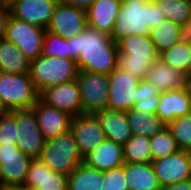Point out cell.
I'll return each mask as SVG.
<instances>
[{
  "label": "cell",
  "mask_w": 191,
  "mask_h": 190,
  "mask_svg": "<svg viewBox=\"0 0 191 190\" xmlns=\"http://www.w3.org/2000/svg\"><path fill=\"white\" fill-rule=\"evenodd\" d=\"M68 43L78 70L109 75L117 68L118 49L111 35L87 26Z\"/></svg>",
  "instance_id": "6da1fadb"
},
{
  "label": "cell",
  "mask_w": 191,
  "mask_h": 190,
  "mask_svg": "<svg viewBox=\"0 0 191 190\" xmlns=\"http://www.w3.org/2000/svg\"><path fill=\"white\" fill-rule=\"evenodd\" d=\"M164 19L157 3H150L147 0H122L111 38L117 43L131 34L149 35L150 30Z\"/></svg>",
  "instance_id": "7a4b0ae2"
},
{
  "label": "cell",
  "mask_w": 191,
  "mask_h": 190,
  "mask_svg": "<svg viewBox=\"0 0 191 190\" xmlns=\"http://www.w3.org/2000/svg\"><path fill=\"white\" fill-rule=\"evenodd\" d=\"M117 68L138 80H145L149 67L159 59L150 35L131 34L117 43Z\"/></svg>",
  "instance_id": "3957f363"
},
{
  "label": "cell",
  "mask_w": 191,
  "mask_h": 190,
  "mask_svg": "<svg viewBox=\"0 0 191 190\" xmlns=\"http://www.w3.org/2000/svg\"><path fill=\"white\" fill-rule=\"evenodd\" d=\"M39 159L52 171L66 176L84 161L71 131L46 139Z\"/></svg>",
  "instance_id": "277c9868"
},
{
  "label": "cell",
  "mask_w": 191,
  "mask_h": 190,
  "mask_svg": "<svg viewBox=\"0 0 191 190\" xmlns=\"http://www.w3.org/2000/svg\"><path fill=\"white\" fill-rule=\"evenodd\" d=\"M78 71L73 59L40 55L31 61L29 75L40 94L44 89L75 80Z\"/></svg>",
  "instance_id": "5b68a950"
},
{
  "label": "cell",
  "mask_w": 191,
  "mask_h": 190,
  "mask_svg": "<svg viewBox=\"0 0 191 190\" xmlns=\"http://www.w3.org/2000/svg\"><path fill=\"white\" fill-rule=\"evenodd\" d=\"M0 97L10 111L31 109L39 100V92L29 73L0 72Z\"/></svg>",
  "instance_id": "8992f818"
},
{
  "label": "cell",
  "mask_w": 191,
  "mask_h": 190,
  "mask_svg": "<svg viewBox=\"0 0 191 190\" xmlns=\"http://www.w3.org/2000/svg\"><path fill=\"white\" fill-rule=\"evenodd\" d=\"M76 80L80 89L82 114L95 115L108 109V75L79 70Z\"/></svg>",
  "instance_id": "52a82bcc"
},
{
  "label": "cell",
  "mask_w": 191,
  "mask_h": 190,
  "mask_svg": "<svg viewBox=\"0 0 191 190\" xmlns=\"http://www.w3.org/2000/svg\"><path fill=\"white\" fill-rule=\"evenodd\" d=\"M45 31L44 28L20 20L10 14L5 40L15 44L30 61H33L42 55Z\"/></svg>",
  "instance_id": "ba28073f"
},
{
  "label": "cell",
  "mask_w": 191,
  "mask_h": 190,
  "mask_svg": "<svg viewBox=\"0 0 191 190\" xmlns=\"http://www.w3.org/2000/svg\"><path fill=\"white\" fill-rule=\"evenodd\" d=\"M10 113L16 118L17 147L31 159H39L46 139L39 127L35 111L31 108L12 110Z\"/></svg>",
  "instance_id": "9c48e42d"
},
{
  "label": "cell",
  "mask_w": 191,
  "mask_h": 190,
  "mask_svg": "<svg viewBox=\"0 0 191 190\" xmlns=\"http://www.w3.org/2000/svg\"><path fill=\"white\" fill-rule=\"evenodd\" d=\"M151 164L161 187L191 179V151L180 149Z\"/></svg>",
  "instance_id": "30bf717a"
},
{
  "label": "cell",
  "mask_w": 191,
  "mask_h": 190,
  "mask_svg": "<svg viewBox=\"0 0 191 190\" xmlns=\"http://www.w3.org/2000/svg\"><path fill=\"white\" fill-rule=\"evenodd\" d=\"M108 110L129 111L137 98L140 80L116 68L109 75Z\"/></svg>",
  "instance_id": "8fae6325"
},
{
  "label": "cell",
  "mask_w": 191,
  "mask_h": 190,
  "mask_svg": "<svg viewBox=\"0 0 191 190\" xmlns=\"http://www.w3.org/2000/svg\"><path fill=\"white\" fill-rule=\"evenodd\" d=\"M87 26L85 10L59 1L46 30L59 35L61 38L70 39L83 32Z\"/></svg>",
  "instance_id": "7c38bea8"
},
{
  "label": "cell",
  "mask_w": 191,
  "mask_h": 190,
  "mask_svg": "<svg viewBox=\"0 0 191 190\" xmlns=\"http://www.w3.org/2000/svg\"><path fill=\"white\" fill-rule=\"evenodd\" d=\"M31 158L17 145H0V174L3 187L23 186Z\"/></svg>",
  "instance_id": "4fadbf2b"
},
{
  "label": "cell",
  "mask_w": 191,
  "mask_h": 190,
  "mask_svg": "<svg viewBox=\"0 0 191 190\" xmlns=\"http://www.w3.org/2000/svg\"><path fill=\"white\" fill-rule=\"evenodd\" d=\"M70 131L73 133L81 156L84 158L107 139L101 123L92 114H81L72 118Z\"/></svg>",
  "instance_id": "5bb4252c"
},
{
  "label": "cell",
  "mask_w": 191,
  "mask_h": 190,
  "mask_svg": "<svg viewBox=\"0 0 191 190\" xmlns=\"http://www.w3.org/2000/svg\"><path fill=\"white\" fill-rule=\"evenodd\" d=\"M39 99L48 106L67 112L72 117L82 114L80 89L76 79L44 89L39 94Z\"/></svg>",
  "instance_id": "9a60e30c"
},
{
  "label": "cell",
  "mask_w": 191,
  "mask_h": 190,
  "mask_svg": "<svg viewBox=\"0 0 191 190\" xmlns=\"http://www.w3.org/2000/svg\"><path fill=\"white\" fill-rule=\"evenodd\" d=\"M60 0H11L10 14L20 20L46 29Z\"/></svg>",
  "instance_id": "2e32d148"
},
{
  "label": "cell",
  "mask_w": 191,
  "mask_h": 190,
  "mask_svg": "<svg viewBox=\"0 0 191 190\" xmlns=\"http://www.w3.org/2000/svg\"><path fill=\"white\" fill-rule=\"evenodd\" d=\"M23 186L31 190H68V176L52 171L40 159H32Z\"/></svg>",
  "instance_id": "e0dca14e"
},
{
  "label": "cell",
  "mask_w": 191,
  "mask_h": 190,
  "mask_svg": "<svg viewBox=\"0 0 191 190\" xmlns=\"http://www.w3.org/2000/svg\"><path fill=\"white\" fill-rule=\"evenodd\" d=\"M191 112V83L184 88L160 93L156 114L167 125Z\"/></svg>",
  "instance_id": "ac0fdd59"
},
{
  "label": "cell",
  "mask_w": 191,
  "mask_h": 190,
  "mask_svg": "<svg viewBox=\"0 0 191 190\" xmlns=\"http://www.w3.org/2000/svg\"><path fill=\"white\" fill-rule=\"evenodd\" d=\"M45 139L57 137L70 131L72 116L65 111L48 106L40 99L32 107Z\"/></svg>",
  "instance_id": "d6986e66"
},
{
  "label": "cell",
  "mask_w": 191,
  "mask_h": 190,
  "mask_svg": "<svg viewBox=\"0 0 191 190\" xmlns=\"http://www.w3.org/2000/svg\"><path fill=\"white\" fill-rule=\"evenodd\" d=\"M83 163L103 172L121 167L125 163L123 146L105 139L84 157Z\"/></svg>",
  "instance_id": "ffe728a7"
},
{
  "label": "cell",
  "mask_w": 191,
  "mask_h": 190,
  "mask_svg": "<svg viewBox=\"0 0 191 190\" xmlns=\"http://www.w3.org/2000/svg\"><path fill=\"white\" fill-rule=\"evenodd\" d=\"M146 80L153 84L160 93L181 89L190 84L183 72L170 67L161 59L156 60L149 67Z\"/></svg>",
  "instance_id": "44dd1931"
},
{
  "label": "cell",
  "mask_w": 191,
  "mask_h": 190,
  "mask_svg": "<svg viewBox=\"0 0 191 190\" xmlns=\"http://www.w3.org/2000/svg\"><path fill=\"white\" fill-rule=\"evenodd\" d=\"M121 5L122 0H95L86 11L88 26L111 35Z\"/></svg>",
  "instance_id": "7402d4cb"
},
{
  "label": "cell",
  "mask_w": 191,
  "mask_h": 190,
  "mask_svg": "<svg viewBox=\"0 0 191 190\" xmlns=\"http://www.w3.org/2000/svg\"><path fill=\"white\" fill-rule=\"evenodd\" d=\"M95 115L105 131L107 139L124 146L133 136L127 122L126 112L107 109Z\"/></svg>",
  "instance_id": "603a6c76"
},
{
  "label": "cell",
  "mask_w": 191,
  "mask_h": 190,
  "mask_svg": "<svg viewBox=\"0 0 191 190\" xmlns=\"http://www.w3.org/2000/svg\"><path fill=\"white\" fill-rule=\"evenodd\" d=\"M125 180L129 190H161L151 163H125Z\"/></svg>",
  "instance_id": "cb8c5ba5"
},
{
  "label": "cell",
  "mask_w": 191,
  "mask_h": 190,
  "mask_svg": "<svg viewBox=\"0 0 191 190\" xmlns=\"http://www.w3.org/2000/svg\"><path fill=\"white\" fill-rule=\"evenodd\" d=\"M31 61L12 42L0 41V72L26 74L30 71Z\"/></svg>",
  "instance_id": "d4e9b609"
},
{
  "label": "cell",
  "mask_w": 191,
  "mask_h": 190,
  "mask_svg": "<svg viewBox=\"0 0 191 190\" xmlns=\"http://www.w3.org/2000/svg\"><path fill=\"white\" fill-rule=\"evenodd\" d=\"M126 118L134 136L151 138L166 126L156 113L146 114L136 109H130L126 111Z\"/></svg>",
  "instance_id": "484cf974"
},
{
  "label": "cell",
  "mask_w": 191,
  "mask_h": 190,
  "mask_svg": "<svg viewBox=\"0 0 191 190\" xmlns=\"http://www.w3.org/2000/svg\"><path fill=\"white\" fill-rule=\"evenodd\" d=\"M150 38L159 54L178 43L186 34V30L177 23L164 19L150 30Z\"/></svg>",
  "instance_id": "4316f807"
},
{
  "label": "cell",
  "mask_w": 191,
  "mask_h": 190,
  "mask_svg": "<svg viewBox=\"0 0 191 190\" xmlns=\"http://www.w3.org/2000/svg\"><path fill=\"white\" fill-rule=\"evenodd\" d=\"M103 171L80 164L68 176V190H102Z\"/></svg>",
  "instance_id": "83f0119b"
},
{
  "label": "cell",
  "mask_w": 191,
  "mask_h": 190,
  "mask_svg": "<svg viewBox=\"0 0 191 190\" xmlns=\"http://www.w3.org/2000/svg\"><path fill=\"white\" fill-rule=\"evenodd\" d=\"M190 54V35L187 34L178 43L159 54V59L170 67L183 72L188 80V63L190 60Z\"/></svg>",
  "instance_id": "f1b7e54d"
},
{
  "label": "cell",
  "mask_w": 191,
  "mask_h": 190,
  "mask_svg": "<svg viewBox=\"0 0 191 190\" xmlns=\"http://www.w3.org/2000/svg\"><path fill=\"white\" fill-rule=\"evenodd\" d=\"M157 4L165 19L188 30L191 23V0H161Z\"/></svg>",
  "instance_id": "f546056e"
},
{
  "label": "cell",
  "mask_w": 191,
  "mask_h": 190,
  "mask_svg": "<svg viewBox=\"0 0 191 190\" xmlns=\"http://www.w3.org/2000/svg\"><path fill=\"white\" fill-rule=\"evenodd\" d=\"M125 163H151L150 138L132 136L123 146Z\"/></svg>",
  "instance_id": "4dcf8cb0"
},
{
  "label": "cell",
  "mask_w": 191,
  "mask_h": 190,
  "mask_svg": "<svg viewBox=\"0 0 191 190\" xmlns=\"http://www.w3.org/2000/svg\"><path fill=\"white\" fill-rule=\"evenodd\" d=\"M160 101V91L146 79L141 80L137 87V98L132 109L146 114L156 113Z\"/></svg>",
  "instance_id": "1f68e13d"
},
{
  "label": "cell",
  "mask_w": 191,
  "mask_h": 190,
  "mask_svg": "<svg viewBox=\"0 0 191 190\" xmlns=\"http://www.w3.org/2000/svg\"><path fill=\"white\" fill-rule=\"evenodd\" d=\"M150 149L152 161L180 150L167 126L150 138Z\"/></svg>",
  "instance_id": "d6a6232c"
},
{
  "label": "cell",
  "mask_w": 191,
  "mask_h": 190,
  "mask_svg": "<svg viewBox=\"0 0 191 190\" xmlns=\"http://www.w3.org/2000/svg\"><path fill=\"white\" fill-rule=\"evenodd\" d=\"M167 128L181 150L191 151V112L169 122Z\"/></svg>",
  "instance_id": "836d02e7"
},
{
  "label": "cell",
  "mask_w": 191,
  "mask_h": 190,
  "mask_svg": "<svg viewBox=\"0 0 191 190\" xmlns=\"http://www.w3.org/2000/svg\"><path fill=\"white\" fill-rule=\"evenodd\" d=\"M42 55L70 59L68 39L61 38L59 35L46 30L43 38Z\"/></svg>",
  "instance_id": "e575fe53"
},
{
  "label": "cell",
  "mask_w": 191,
  "mask_h": 190,
  "mask_svg": "<svg viewBox=\"0 0 191 190\" xmlns=\"http://www.w3.org/2000/svg\"><path fill=\"white\" fill-rule=\"evenodd\" d=\"M17 123L11 114L0 117V145H17Z\"/></svg>",
  "instance_id": "d590c367"
},
{
  "label": "cell",
  "mask_w": 191,
  "mask_h": 190,
  "mask_svg": "<svg viewBox=\"0 0 191 190\" xmlns=\"http://www.w3.org/2000/svg\"><path fill=\"white\" fill-rule=\"evenodd\" d=\"M102 190H129L125 180V163L123 166L103 172Z\"/></svg>",
  "instance_id": "8d00e7d4"
},
{
  "label": "cell",
  "mask_w": 191,
  "mask_h": 190,
  "mask_svg": "<svg viewBox=\"0 0 191 190\" xmlns=\"http://www.w3.org/2000/svg\"><path fill=\"white\" fill-rule=\"evenodd\" d=\"M10 17L9 3H0V41L5 40L6 26Z\"/></svg>",
  "instance_id": "74e56055"
},
{
  "label": "cell",
  "mask_w": 191,
  "mask_h": 190,
  "mask_svg": "<svg viewBox=\"0 0 191 190\" xmlns=\"http://www.w3.org/2000/svg\"><path fill=\"white\" fill-rule=\"evenodd\" d=\"M62 3L87 11L95 0H60Z\"/></svg>",
  "instance_id": "f35d334b"
},
{
  "label": "cell",
  "mask_w": 191,
  "mask_h": 190,
  "mask_svg": "<svg viewBox=\"0 0 191 190\" xmlns=\"http://www.w3.org/2000/svg\"><path fill=\"white\" fill-rule=\"evenodd\" d=\"M161 190H191V179L176 184L166 185Z\"/></svg>",
  "instance_id": "ab89813d"
},
{
  "label": "cell",
  "mask_w": 191,
  "mask_h": 190,
  "mask_svg": "<svg viewBox=\"0 0 191 190\" xmlns=\"http://www.w3.org/2000/svg\"><path fill=\"white\" fill-rule=\"evenodd\" d=\"M11 111L7 108V106L5 105V103L3 102V100L0 97V117L1 116H5L7 114H9Z\"/></svg>",
  "instance_id": "60d3db41"
},
{
  "label": "cell",
  "mask_w": 191,
  "mask_h": 190,
  "mask_svg": "<svg viewBox=\"0 0 191 190\" xmlns=\"http://www.w3.org/2000/svg\"><path fill=\"white\" fill-rule=\"evenodd\" d=\"M0 190H31L24 186H10V187H3Z\"/></svg>",
  "instance_id": "b9f144b4"
},
{
  "label": "cell",
  "mask_w": 191,
  "mask_h": 190,
  "mask_svg": "<svg viewBox=\"0 0 191 190\" xmlns=\"http://www.w3.org/2000/svg\"><path fill=\"white\" fill-rule=\"evenodd\" d=\"M190 43H191V35H190ZM188 81L191 83V54H190V60L188 63Z\"/></svg>",
  "instance_id": "7bdbcfd3"
},
{
  "label": "cell",
  "mask_w": 191,
  "mask_h": 190,
  "mask_svg": "<svg viewBox=\"0 0 191 190\" xmlns=\"http://www.w3.org/2000/svg\"><path fill=\"white\" fill-rule=\"evenodd\" d=\"M186 34L191 35V23H190L188 30L186 31Z\"/></svg>",
  "instance_id": "ee69618b"
},
{
  "label": "cell",
  "mask_w": 191,
  "mask_h": 190,
  "mask_svg": "<svg viewBox=\"0 0 191 190\" xmlns=\"http://www.w3.org/2000/svg\"><path fill=\"white\" fill-rule=\"evenodd\" d=\"M147 1H149L150 3H157V2H159L161 0H147Z\"/></svg>",
  "instance_id": "f6af8a7d"
},
{
  "label": "cell",
  "mask_w": 191,
  "mask_h": 190,
  "mask_svg": "<svg viewBox=\"0 0 191 190\" xmlns=\"http://www.w3.org/2000/svg\"><path fill=\"white\" fill-rule=\"evenodd\" d=\"M0 3H8L6 0H0Z\"/></svg>",
  "instance_id": "bcb514c9"
},
{
  "label": "cell",
  "mask_w": 191,
  "mask_h": 190,
  "mask_svg": "<svg viewBox=\"0 0 191 190\" xmlns=\"http://www.w3.org/2000/svg\"><path fill=\"white\" fill-rule=\"evenodd\" d=\"M2 188L1 174H0V189Z\"/></svg>",
  "instance_id": "7dc6e473"
}]
</instances>
